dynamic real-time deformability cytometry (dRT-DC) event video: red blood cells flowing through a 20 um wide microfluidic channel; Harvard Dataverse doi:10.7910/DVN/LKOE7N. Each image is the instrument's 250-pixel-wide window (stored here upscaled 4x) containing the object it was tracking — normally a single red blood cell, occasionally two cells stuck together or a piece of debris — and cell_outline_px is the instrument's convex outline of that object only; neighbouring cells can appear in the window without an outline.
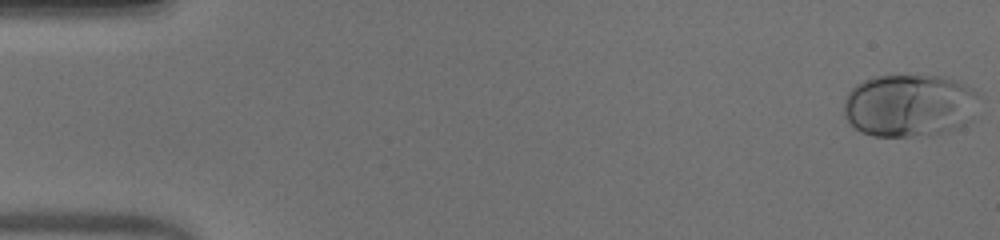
{"species": "human", "species_latin": "Homo sapiens", "temperature_condition": "warm", "stored_images_in_passage": 52, "camera_frame_rate_fps": 3000, "um_per_image_px": 0.085, "donor": {"sex": "male"}, "frame": {"image": 1, "passage_image": 1, "time_ms": 0.0, "image_size_px": [1000, 240], "cell_outline_px": [[976, 96], [972, 120], [960, 128], [940, 132], [908, 136], [872, 136], [860, 132], [848, 124], [844, 116], [844, 100], [848, 92], [856, 84], [872, 76], [944, 76], [956, 80], [972, 88], [976, 92]], "centroid_in_image_um": [77.24, 8.96], "position_along_channel_um": 7.8, "area_um2": 49.48}}
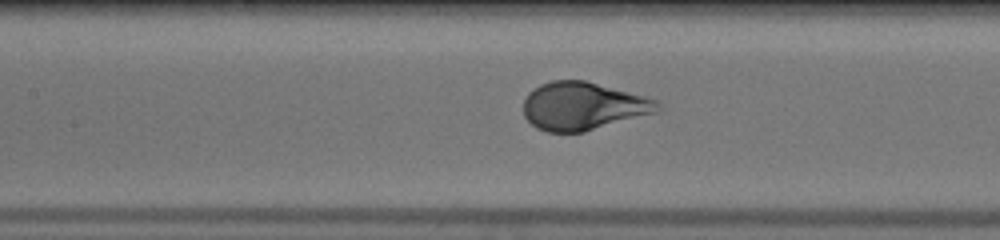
{"frame": {"image": 2, "passage_image": 24, "time_ms": 7.667, "image_size_px": [1000, 240], "cell_outline_px": [[660, 112], [584, 132], [548, 132], [536, 128], [524, 116], [524, 100], [528, 92], [532, 88], [540, 84], [552, 80], [584, 80], [644, 96], [656, 100], [660, 104]], "centroid_in_image_um": [49.56, 9.02], "position_along_channel_um": 157.8, "area_um2": 37.63}}
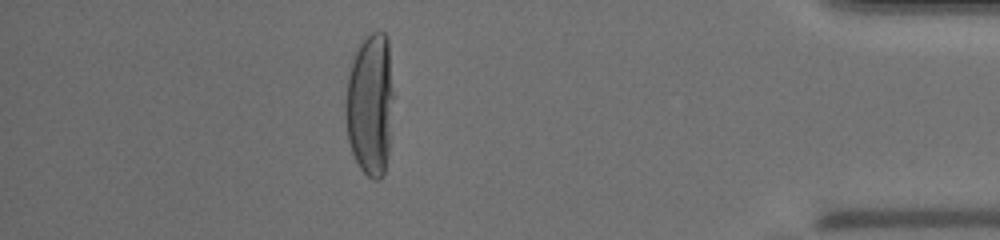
{"frame": {"image": 3, "passage_image": 46, "time_ms": 15.0, "image_size_px": [1000, 240], "cell_outline_px": [[392, 96], [388, 156], [384, 176], [380, 180], [372, 180], [360, 168], [352, 152], [348, 140], [344, 116], [344, 104], [348, 72], [352, 56], [360, 44], [372, 32], [384, 32], [388, 36], [392, 92]], "centroid_in_image_um": [31.43, 8.9], "position_along_channel_um": 403.8, "area_um2": 40.06}, "authors_computed_cell_mechanics": {"area_um2": 40.1421, "velocity_mm_per_s": 3.9469, "shape_relaxation_time_tau1_ms": 3.4208, "shape_relaxation_time_tau2_ms": null, "deformation_change_tau1": 0.2356, "deformation_change_tau2": null}}